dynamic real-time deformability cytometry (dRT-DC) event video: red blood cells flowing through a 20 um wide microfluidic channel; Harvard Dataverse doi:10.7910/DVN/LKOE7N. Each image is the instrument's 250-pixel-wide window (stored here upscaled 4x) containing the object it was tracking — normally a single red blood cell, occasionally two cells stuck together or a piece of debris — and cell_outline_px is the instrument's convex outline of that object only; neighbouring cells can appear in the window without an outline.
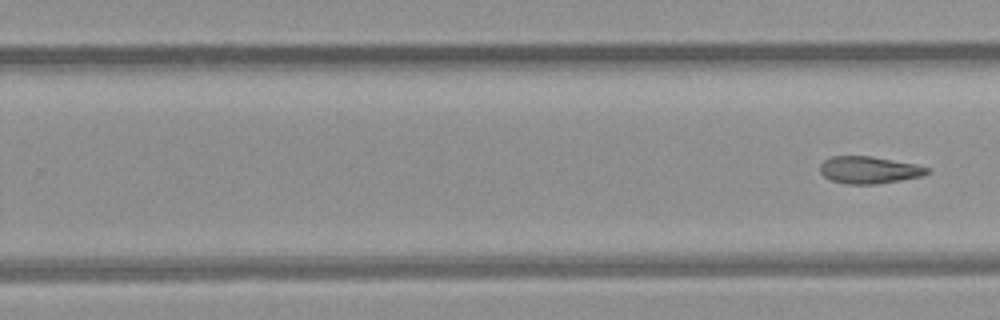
{"species": "common noctule bat (a hibernating species)", "species_latin": "Nyctalus noctula", "temperature_condition": "room temperature", "stored_images_in_passage": 35, "segment_of_instrument_passage": [2, 2], "camera_frame_rate_fps": 3000, "um_per_image_px": 0.085, "animal": {"sex": "female", "body_mass_g": 21.9}, "frame": {"image": 1, "passage_image": 35, "time_ms": 11.333, "image_size_px": [1000, 320], "cell_outline_px": [[932, 172], [920, 176], [900, 180], [876, 184], [848, 184], [832, 180], [824, 176], [820, 172], [820, 164], [824, 160], [832, 156], [872, 156], [916, 164], [932, 168]], "centroid_in_image_um": [73.9, 14.44], "position_along_channel_um": 255.9, "area_um2": 16.99}}